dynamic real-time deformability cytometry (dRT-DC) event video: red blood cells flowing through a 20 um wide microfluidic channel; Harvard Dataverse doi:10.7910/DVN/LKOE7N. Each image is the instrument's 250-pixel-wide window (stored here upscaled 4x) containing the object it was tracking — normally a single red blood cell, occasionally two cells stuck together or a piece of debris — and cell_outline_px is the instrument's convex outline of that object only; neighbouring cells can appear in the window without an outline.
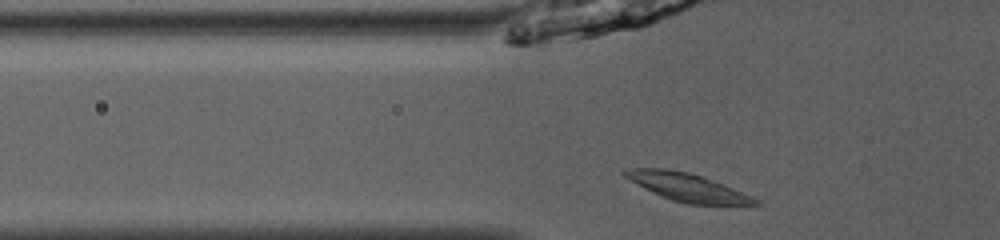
{"species": "common noctule bat (a hibernating species)", "species_latin": "Nyctalus noctula", "temperature_condition": "room temperature", "stored_images_in_passage": 38, "camera_frame_rate_fps": 3000, "um_per_image_px": 0.085, "animal": {"sex": "male", "body_mass_g": 13.0, "forearm_length_mm": 53.1}, "frame": {"image": 1, "passage_image": 6, "time_ms": 1.667, "image_size_px": [1000, 240], "cell_outline_px": [[764, 204], [688, 204], [672, 200], [660, 196], [644, 188], [624, 176], [620, 172], [632, 168], [668, 168], [688, 172], [704, 176], [752, 196], [760, 200]], "centroid_in_image_um": [58.42, 15.9], "position_along_channel_um": 67.4, "area_um2": 21.15}}
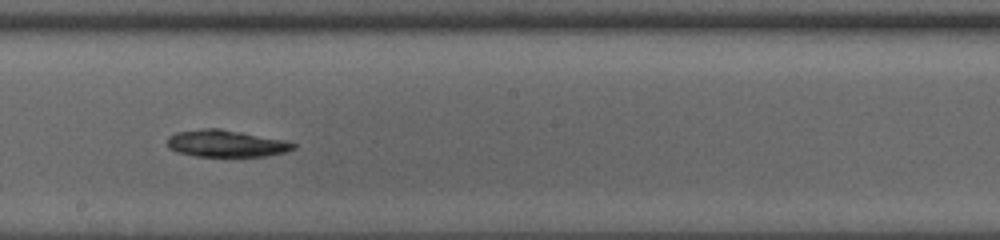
{"frame": {"image": 2, "passage_image": 18, "time_ms": 5.667, "image_size_px": [1000, 240], "cell_outline_px": [[296, 148], [284, 152], [264, 156], [196, 156], [176, 152], [168, 148], [168, 136], [176, 132], [200, 128], [220, 128], [284, 140], [296, 144]], "centroid_in_image_um": [19.18, 12.19], "position_along_channel_um": 229.0, "area_um2": 19.77}}
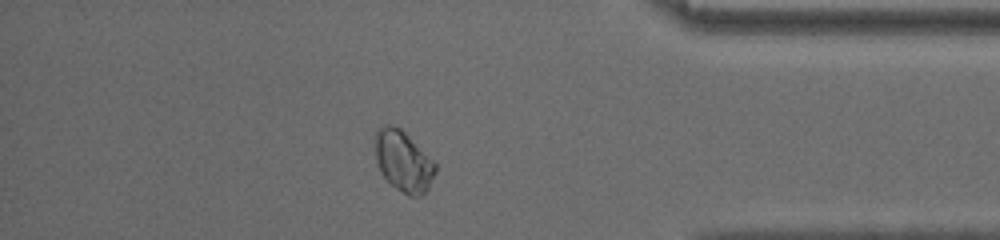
{"frame": {"image": 3, "passage_image": 32, "time_ms": 10.333, "image_size_px": [1000, 240], "cell_outline_px": [[436, 172], [428, 188], [420, 196], [408, 196], [396, 188], [380, 172], [376, 160], [376, 132], [380, 128], [388, 124], [400, 128], [436, 164]], "centroid_in_image_um": [34.29, 13.73], "position_along_channel_um": 400.9, "area_um2": 20.81}, "authors_computed_cell_mechanics": {"area_um2": 20.4323, "velocity_mm_per_s": 4.0874, "shape_relaxation_time_tau1_ms": 3.0476, "shape_relaxation_time_tau2_ms": null, "deformation_change_tau1": 0.0813, "deformation_change_tau2": null}}